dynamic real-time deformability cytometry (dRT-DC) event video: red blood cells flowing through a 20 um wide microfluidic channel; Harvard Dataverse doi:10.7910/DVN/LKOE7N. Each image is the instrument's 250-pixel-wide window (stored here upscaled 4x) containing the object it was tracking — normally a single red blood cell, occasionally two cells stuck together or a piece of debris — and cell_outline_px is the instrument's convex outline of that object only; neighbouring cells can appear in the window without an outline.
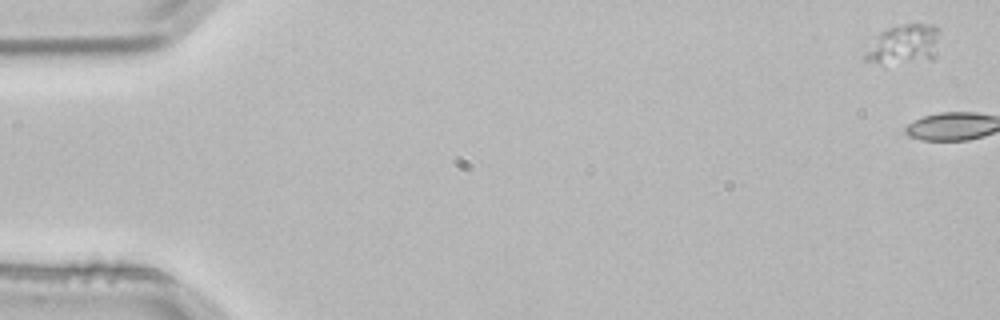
{"species": "common noctule bat (a hibernating species)", "species_latin": "Nyctalus noctula", "temperature_condition": "room temperature", "stored_images_in_passage": 4, "camera_frame_rate_fps": 3000, "um_per_image_px": 0.085, "animal": {"sex": "male", "body_mass_g": 21.5, "forearm_length_mm": 52.0}, "frame": {"image": 1, "passage_image": 1, "time_ms": 0.0, "image_size_px": [1000, 320], "cell_outline_px": [[940, 28], [936, 56], [932, 60], [880, 64], [864, 60], [864, 44], [880, 32], [888, 28], [900, 24], [932, 24]], "centroid_in_image_um": [76.78, 3.77], "position_along_channel_um": 8.2, "area_um2": 17.92}}
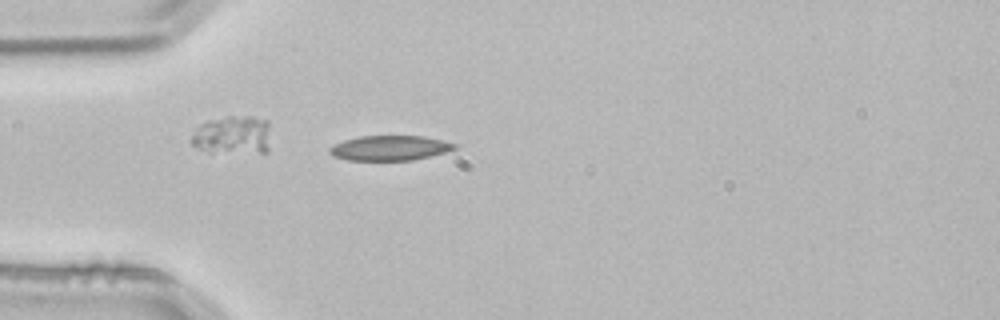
{"frame": {"image": 2, "passage_image": 4, "time_ms": 1.0, "image_size_px": [1000, 320], "cell_outline_px": [[460, 144], [456, 148], [444, 152], [412, 160], [348, 160], [332, 156], [328, 152], [328, 148], [344, 140], [360, 136], [424, 136]], "centroid_in_image_um": [33.12, 12.57], "position_along_channel_um": 51.9, "area_um2": 18.09}}